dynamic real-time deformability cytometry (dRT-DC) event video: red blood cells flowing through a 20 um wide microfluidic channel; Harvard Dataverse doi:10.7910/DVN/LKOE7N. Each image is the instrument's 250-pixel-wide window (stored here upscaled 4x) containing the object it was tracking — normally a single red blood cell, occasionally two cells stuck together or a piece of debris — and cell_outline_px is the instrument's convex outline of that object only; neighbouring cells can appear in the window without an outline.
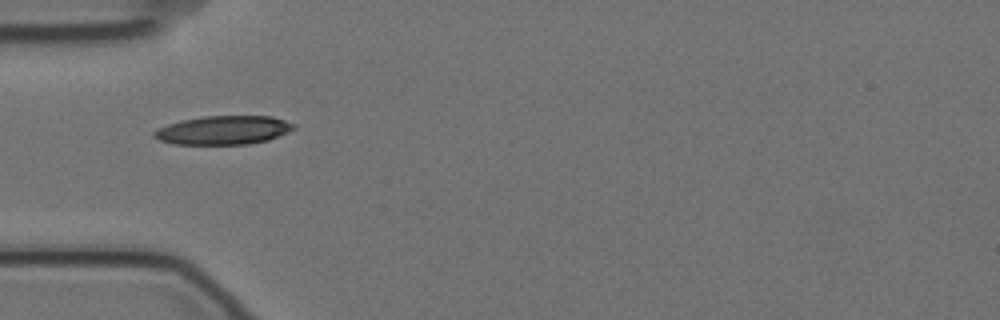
{"species": "Egyptian fruit bat (a non-hibernating species)", "species_latin": "Rousettus aegyptiacus", "temperature_condition": "cold", "stored_images_in_passage": 2, "camera_frame_rate_fps": 3000, "um_per_image_px": 0.085, "animal": {"sex": "female"}, "frame": {"image": 1, "passage_image": 1, "time_ms": 0.0, "image_size_px": [1000, 320], "cell_outline_px": [[296, 128], [288, 132], [268, 140], [248, 144], [172, 144], [160, 140], [152, 136], [152, 132], [156, 128], [180, 120], [204, 116], [272, 116], [296, 124]], "centroid_in_image_um": [18.97, 11.06], "position_along_channel_um": 66.0, "area_um2": 23.52}}
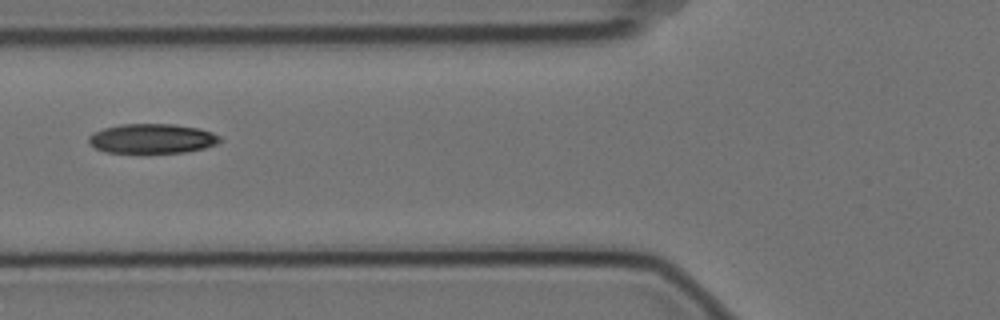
{"frame": {"image": 2, "passage_image": 2, "time_ms": 0.333, "image_size_px": [1000, 320], "cell_outline_px": [[224, 140], [216, 144], [204, 148], [184, 152], [140, 156], [104, 152], [88, 144], [88, 136], [92, 132], [104, 128], [120, 124], [176, 124], [200, 128], [212, 132], [220, 136]], "centroid_in_image_um": [12.89, 11.83], "position_along_channel_um": 112.9, "area_um2": 23.93}}